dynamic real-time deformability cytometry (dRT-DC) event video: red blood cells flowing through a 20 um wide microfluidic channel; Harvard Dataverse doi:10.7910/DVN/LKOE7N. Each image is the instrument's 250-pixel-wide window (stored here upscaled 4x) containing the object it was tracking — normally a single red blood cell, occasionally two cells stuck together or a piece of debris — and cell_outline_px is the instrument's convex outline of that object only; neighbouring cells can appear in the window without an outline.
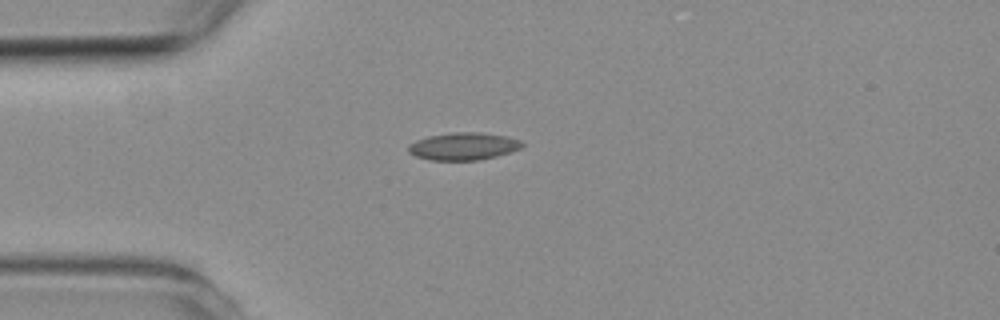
{"species": "common noctule bat (a hibernating species)", "species_latin": "Nyctalus noctula", "temperature_condition": "room temperature", "stored_images_in_passage": 1, "camera_frame_rate_fps": 3000, "um_per_image_px": 0.085, "animal": {"sex": "female", "body_mass_g": 19.3, "forearm_length_mm": 54.1}, "frame": {"image": 1, "passage_image": 1, "time_ms": 0.0, "image_size_px": [1000, 320], "cell_outline_px": [[524, 144], [520, 148], [496, 156], [480, 160], [428, 160], [416, 156], [408, 152], [408, 144], [416, 140], [428, 136], [452, 132], [480, 132], [508, 136], [520, 140]], "centroid_in_image_um": [39.37, 12.43], "position_along_channel_um": 45.6, "area_um2": 18.26}}